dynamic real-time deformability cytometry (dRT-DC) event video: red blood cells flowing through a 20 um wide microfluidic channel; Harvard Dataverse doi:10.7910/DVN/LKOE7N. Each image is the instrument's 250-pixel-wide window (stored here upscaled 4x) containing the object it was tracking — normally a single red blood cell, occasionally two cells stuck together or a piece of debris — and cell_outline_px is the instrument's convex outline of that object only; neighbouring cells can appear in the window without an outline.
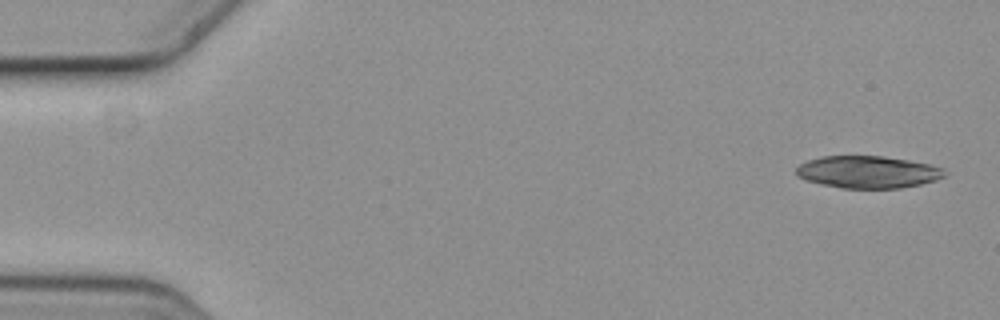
{"species": "common noctule bat (a hibernating species)", "species_latin": "Nyctalus noctula", "temperature_condition": "cold", "stored_images_in_passage": 4, "camera_frame_rate_fps": 3000, "um_per_image_px": 0.085, "animal": {"sex": "female", "body_mass_g": 19.3, "forearm_length_mm": 54.1}, "frame": {"image": 1, "passage_image": 1, "time_ms": 0.0, "image_size_px": [1000, 320], "cell_outline_px": [[948, 172], [944, 176], [936, 180], [920, 184], [900, 188], [844, 188], [804, 180], [796, 176], [796, 168], [800, 164], [808, 160], [820, 156], [884, 156], [908, 160], [928, 164], [944, 168]], "centroid_in_image_um": [73.77, 14.61], "position_along_channel_um": 11.2, "area_um2": 27.86}}